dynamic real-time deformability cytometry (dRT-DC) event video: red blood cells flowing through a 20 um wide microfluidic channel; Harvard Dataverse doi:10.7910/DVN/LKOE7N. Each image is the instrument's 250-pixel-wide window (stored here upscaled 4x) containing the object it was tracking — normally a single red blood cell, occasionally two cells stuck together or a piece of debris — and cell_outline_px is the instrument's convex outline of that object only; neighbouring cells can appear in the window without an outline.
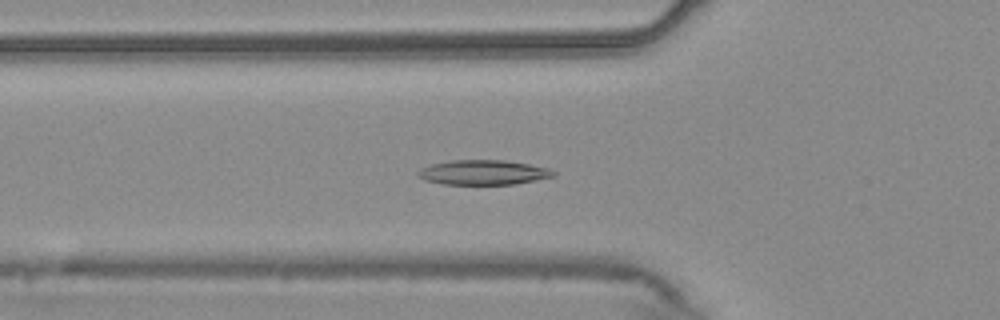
{"species": "common noctule bat (a hibernating species)", "species_latin": "Nyctalus noctula", "temperature_condition": "warm", "stored_images_in_passage": 57, "segment_of_instrument_passage": [1, 2], "camera_frame_rate_fps": 3000, "um_per_image_px": 0.085, "animal": {"sex": "male", "body_mass_g": 20.4}, "frame": {"image": 1, "passage_image": 20, "time_ms": 6.333, "image_size_px": [1000, 320], "cell_outline_px": [[556, 176], [536, 180], [512, 184], [440, 184], [424, 180], [416, 176], [416, 172], [420, 168], [428, 164], [452, 160], [504, 160], [528, 164], [548, 168], [556, 172]], "centroid_in_image_um": [41.01, 14.65], "position_along_channel_um": 84.8, "area_um2": 19.71}}
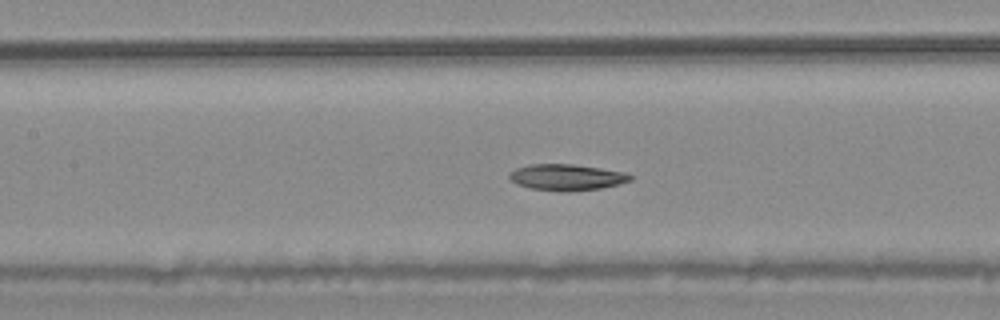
{"frame": {"image": 2, "passage_image": 26, "time_ms": 8.333, "image_size_px": [1000, 320], "cell_outline_px": [[632, 180], [620, 184], [600, 188], [568, 192], [560, 192], [528, 188], [516, 184], [508, 176], [516, 168], [528, 164], [572, 164], [600, 168], [624, 172], [632, 176]], "centroid_in_image_um": [48.15, 15.08], "position_along_channel_um": 159.2, "area_um2": 18.55}}
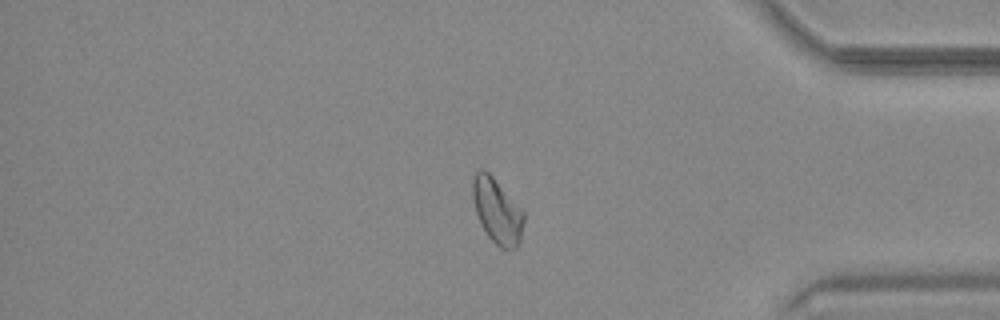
{"frame": {"image": 3, "passage_image": 47, "time_ms": 15.333, "image_size_px": [1000, 320], "cell_outline_px": [[524, 220], [520, 240], [516, 248], [500, 248], [488, 236], [480, 224], [476, 212], [472, 196], [472, 180], [476, 172], [480, 168], [484, 168], [492, 176], [524, 212]], "centroid_in_image_um": [42.23, 17.92], "position_along_channel_um": 393.0, "area_um2": 19.19}}